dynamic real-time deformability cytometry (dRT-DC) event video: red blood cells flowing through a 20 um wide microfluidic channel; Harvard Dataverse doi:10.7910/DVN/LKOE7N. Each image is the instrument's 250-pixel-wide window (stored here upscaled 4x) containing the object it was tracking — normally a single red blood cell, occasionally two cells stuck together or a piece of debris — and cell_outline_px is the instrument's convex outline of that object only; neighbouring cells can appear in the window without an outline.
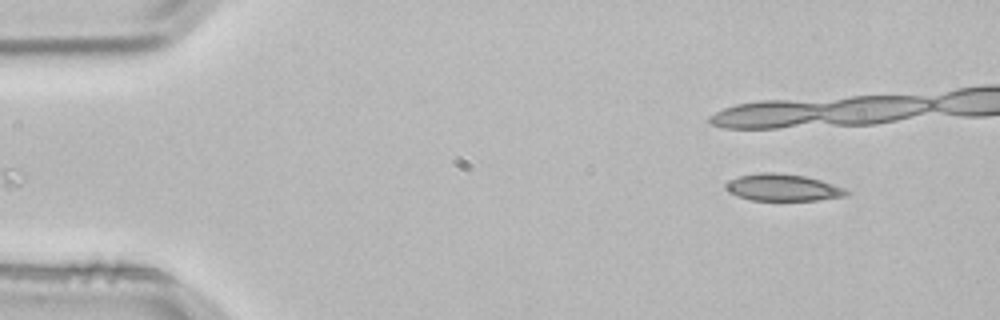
{"species": "common noctule bat (a hibernating species)", "species_latin": "Nyctalus noctula", "temperature_condition": "room temperature", "stored_images_in_passage": 4, "camera_frame_rate_fps": 3000, "um_per_image_px": 0.085, "animal": {"sex": "male", "body_mass_g": 21.5, "forearm_length_mm": 52.0}, "frame": {"image": 1, "passage_image": 4, "time_ms": 1.0, "image_size_px": [1000, 320], "cell_outline_px": [[852, 192], [848, 196], [816, 200], [752, 200], [728, 192], [724, 184], [740, 176], [760, 172], [776, 172], [804, 176], [820, 180], [844, 188]], "centroid_in_image_um": [66.58, 15.94], "position_along_channel_um": 18.4, "area_um2": 18.79}}